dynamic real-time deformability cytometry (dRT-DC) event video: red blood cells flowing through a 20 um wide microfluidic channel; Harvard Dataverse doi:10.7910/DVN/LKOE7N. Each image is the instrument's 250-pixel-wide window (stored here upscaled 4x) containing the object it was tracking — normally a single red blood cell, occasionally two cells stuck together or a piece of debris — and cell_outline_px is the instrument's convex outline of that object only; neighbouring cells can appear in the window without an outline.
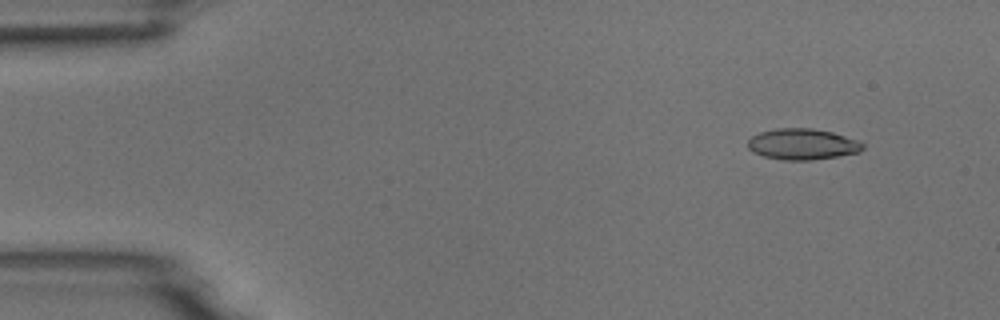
{"species": "common noctule bat (a hibernating species)", "species_latin": "Nyctalus noctula", "temperature_condition": "room temperature", "stored_images_in_passage": 3, "camera_frame_rate_fps": 3000, "um_per_image_px": 0.085, "animal": {"sex": "male", "body_mass_g": 18.8}, "frame": {"image": 1, "passage_image": 1, "time_ms": 0.0, "image_size_px": [1000, 320], "cell_outline_px": [[864, 148], [860, 152], [812, 160], [784, 160], [764, 156], [752, 152], [748, 148], [748, 140], [752, 136], [760, 132], [776, 128], [812, 128], [832, 132], [856, 140], [864, 144]], "centroid_in_image_um": [68.19, 12.25], "position_along_channel_um": 16.8, "area_um2": 20.69}}